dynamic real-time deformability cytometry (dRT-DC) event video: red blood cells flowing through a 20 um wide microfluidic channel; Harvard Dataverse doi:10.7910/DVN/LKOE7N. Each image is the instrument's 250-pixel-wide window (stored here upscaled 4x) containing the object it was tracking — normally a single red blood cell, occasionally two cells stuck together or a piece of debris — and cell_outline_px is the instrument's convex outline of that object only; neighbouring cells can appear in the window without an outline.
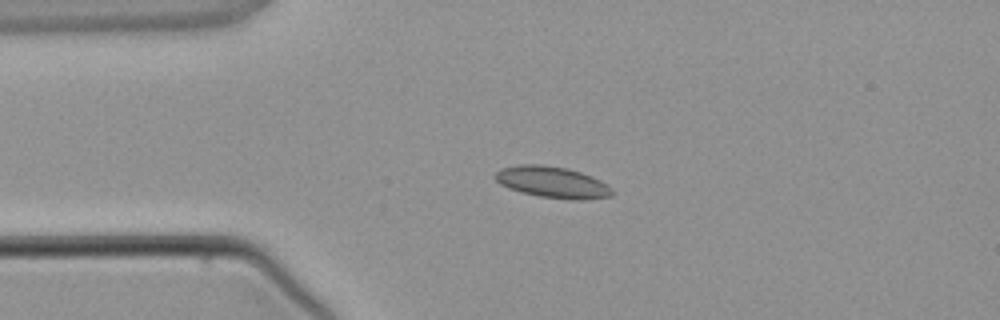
{"species": "common noctule bat (a hibernating species)", "species_latin": "Nyctalus noctula", "temperature_condition": "warm", "stored_images_in_passage": 2, "camera_frame_rate_fps": 3000, "um_per_image_px": 0.085, "animal": {"sex": "male", "body_mass_g": 21.5, "forearm_length_mm": 52.0}, "frame": {"image": 1, "passage_image": 2, "time_ms": 1.333, "image_size_px": [1000, 320], "cell_outline_px": [[612, 196], [584, 200], [568, 200], [540, 196], [520, 192], [508, 188], [500, 184], [496, 180], [496, 172], [500, 168], [520, 164], [540, 164], [568, 168], [592, 176], [600, 180], [612, 188]], "centroid_in_image_um": [46.96, 15.49], "position_along_channel_um": 38.0, "area_um2": 21.5}}